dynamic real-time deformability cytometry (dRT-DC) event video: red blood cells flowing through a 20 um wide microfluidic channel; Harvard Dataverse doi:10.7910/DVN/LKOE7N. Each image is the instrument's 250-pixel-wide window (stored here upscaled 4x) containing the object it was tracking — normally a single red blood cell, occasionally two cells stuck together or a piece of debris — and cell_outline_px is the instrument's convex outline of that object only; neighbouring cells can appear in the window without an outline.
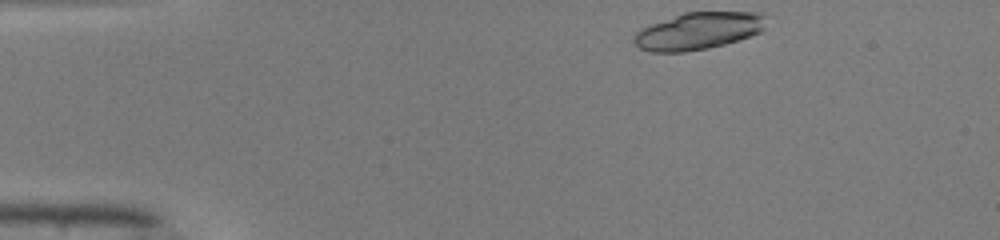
{"species": "common noctule bat (a hibernating species)", "species_latin": "Nyctalus noctula", "temperature_condition": "warm", "stored_images_in_passage": 42, "camera_frame_rate_fps": 3000, "um_per_image_px": 0.085, "animal": {"sex": "male", "body_mass_g": 19.0, "forearm_length_mm": 50.8}, "frame": {"image": 1, "passage_image": 1, "time_ms": 0.0, "image_size_px": [1000, 240], "cell_outline_px": [[764, 28], [760, 32], [740, 40], [708, 48], [684, 52], [648, 52], [640, 48], [632, 40], [632, 36], [640, 28], [684, 12], [764, 12]], "centroid_in_image_um": [59.33, 2.63], "position_along_channel_um": 25.7, "area_um2": 28.73}}
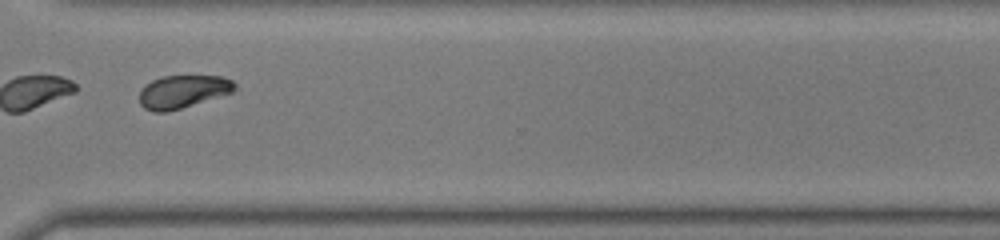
{"frame": {"image": 2, "passage_image": 31, "time_ms": 10.0, "image_size_px": [1000, 240], "cell_outline_px": [[236, 88], [232, 92], [168, 112], [152, 112], [144, 108], [140, 104], [140, 92], [152, 80], [164, 76], [220, 76], [232, 80], [236, 84]], "centroid_in_image_um": [15.54, 7.79], "position_along_channel_um": 355.1, "area_um2": 18.03}, "authors_computed_cell_mechanics": {"area_um2": 18.496, "velocity_mm_per_s": 4.1242, "shape_relaxation_time_tau1_ms": 3.1833, "shape_relaxation_time_tau2_ms": 9.0042, "deformation_change_tau1": 0.1193, "deformation_change_tau2": 0.0984}}